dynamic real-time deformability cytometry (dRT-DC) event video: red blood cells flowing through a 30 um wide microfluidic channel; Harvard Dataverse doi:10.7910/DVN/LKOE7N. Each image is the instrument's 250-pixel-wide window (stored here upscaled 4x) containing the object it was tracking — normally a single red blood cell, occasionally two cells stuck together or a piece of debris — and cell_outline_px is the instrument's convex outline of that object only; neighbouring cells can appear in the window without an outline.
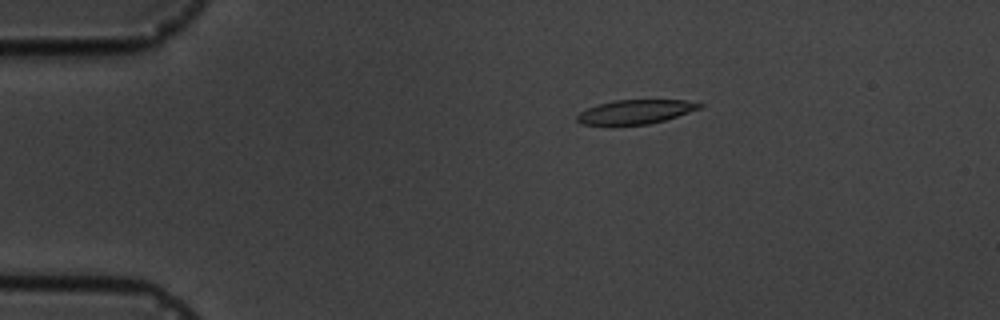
{"species": "common noctule bat (a hibernating species)", "species_latin": "Nyctalus noctula", "temperature_condition": "cold", "stored_images_in_passage": 7, "camera_frame_rate_fps": 3000, "um_per_image_px": 0.085, "animal": {"sex": "male", "body_mass_g": 19.5, "forearm_length_mm": 54.6}, "frame": {"image": 1, "passage_image": 4, "time_ms": 3.333, "image_size_px": [1000, 320], "cell_outline_px": [[704, 104], [700, 108], [664, 120], [648, 124], [580, 124], [576, 120], [576, 116], [580, 112], [588, 108], [600, 104], [616, 100], [684, 100]], "centroid_in_image_um": [54.0, 9.49], "position_along_channel_um": 31.0, "area_um2": 16.76}}
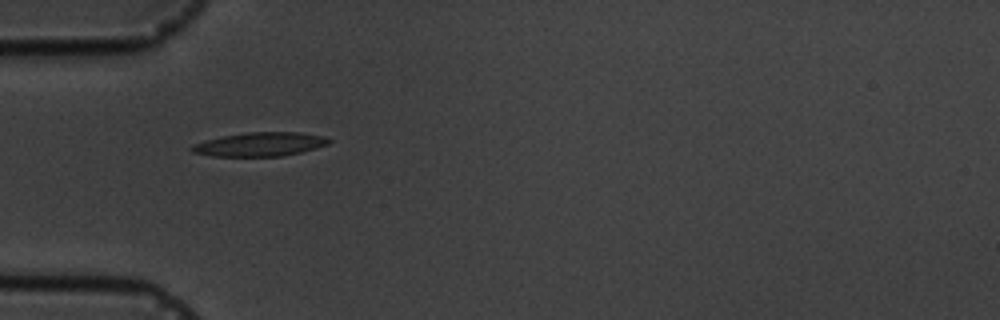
{"frame": {"image": 2, "passage_image": 6, "time_ms": 5.667, "image_size_px": [1000, 320], "cell_outline_px": [[332, 140], [328, 144], [316, 148], [300, 152], [280, 156], [212, 156], [192, 152], [188, 148], [192, 144], [204, 140], [244, 132], [300, 132], [324, 136]], "centroid_in_image_um": [22.07, 12.26], "position_along_channel_um": 62.9, "area_um2": 19.13}}
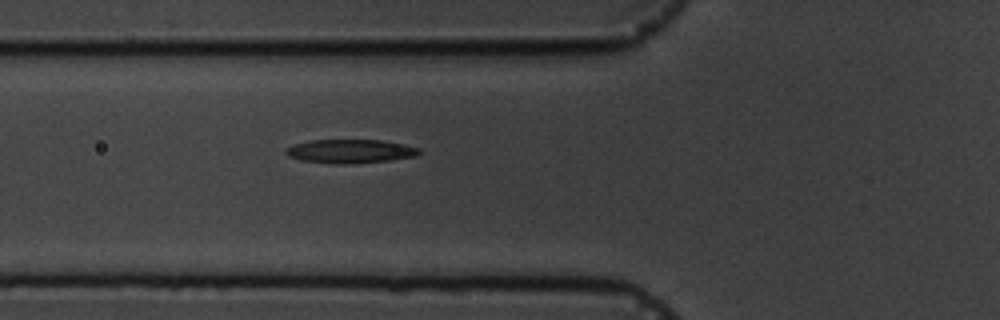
{"frame": {"image": 3, "passage_image": 7, "time_ms": 6.667, "image_size_px": [1000, 320], "cell_outline_px": [[420, 152], [416, 156], [388, 160], [344, 164], [332, 164], [300, 160], [288, 156], [284, 152], [288, 148], [296, 144], [312, 140], [380, 140], [404, 144], [420, 148]], "centroid_in_image_um": [29.77, 12.86], "position_along_channel_um": 96.0, "area_um2": 18.26}}